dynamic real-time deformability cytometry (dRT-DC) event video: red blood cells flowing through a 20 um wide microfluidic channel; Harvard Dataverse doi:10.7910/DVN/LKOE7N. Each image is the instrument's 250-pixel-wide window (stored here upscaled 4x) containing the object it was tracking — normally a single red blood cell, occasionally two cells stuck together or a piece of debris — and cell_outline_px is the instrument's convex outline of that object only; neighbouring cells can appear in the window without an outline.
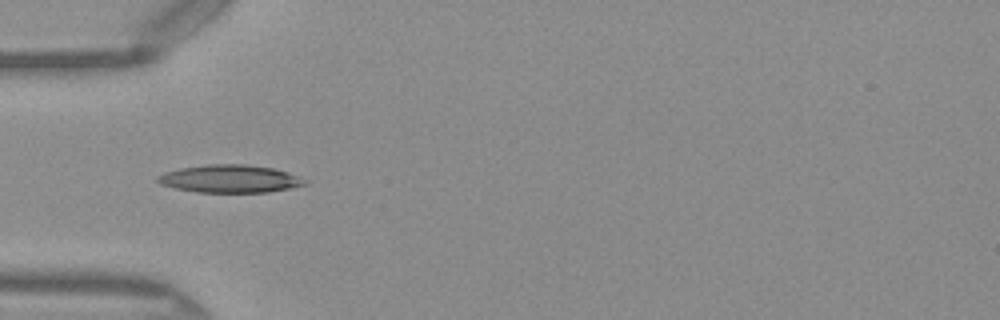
{"species": "Egyptian fruit bat (a non-hibernating species)", "species_latin": "Rousettus aegyptiacus", "temperature_condition": "warm", "stored_images_in_passage": 5, "camera_frame_rate_fps": 3000, "um_per_image_px": 0.085, "frame": {"image": 1, "passage_image": 2, "time_ms": 0.333, "image_size_px": [1000, 320], "cell_outline_px": [[308, 184], [268, 192], [196, 192], [176, 188], [160, 184], [156, 180], [156, 176], [164, 172], [180, 168], [208, 164], [244, 164], [272, 168], [288, 172], [308, 180]], "centroid_in_image_um": [19.53, 15.19], "position_along_channel_um": 65.5, "area_um2": 23.81}}